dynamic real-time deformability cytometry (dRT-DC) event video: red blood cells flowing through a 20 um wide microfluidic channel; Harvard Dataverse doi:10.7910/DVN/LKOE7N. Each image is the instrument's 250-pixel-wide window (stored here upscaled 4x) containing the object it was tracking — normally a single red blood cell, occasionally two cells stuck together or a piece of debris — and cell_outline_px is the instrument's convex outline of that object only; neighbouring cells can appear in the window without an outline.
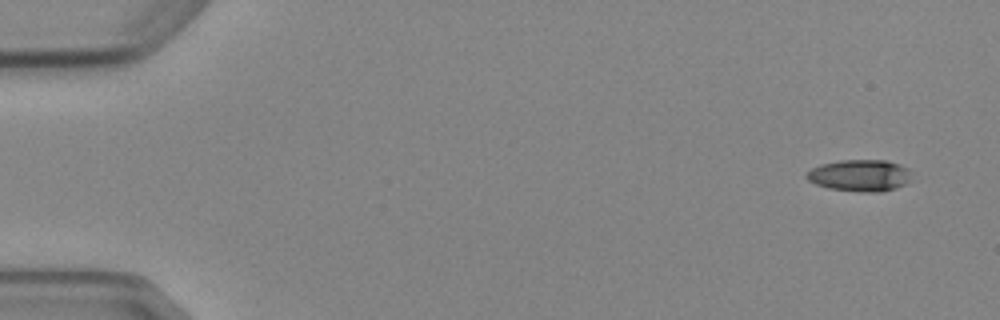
{"species": "Egyptian fruit bat (a non-hibernating species)", "species_latin": "Rousettus aegyptiacus", "temperature_condition": "cold", "stored_images_in_passage": 4, "camera_frame_rate_fps": 3000, "um_per_image_px": 0.085, "animal": {"sex": "female"}, "frame": {"image": 1, "passage_image": 1, "time_ms": 0.0, "image_size_px": [1000, 320], "cell_outline_px": [[908, 180], [904, 184], [896, 188], [880, 192], [860, 192], [828, 188], [816, 184], [808, 180], [804, 176], [812, 168], [820, 164], [840, 160], [884, 160], [908, 168]], "centroid_in_image_um": [73.02, 14.92], "position_along_channel_um": 12.0, "area_um2": 19.19}}